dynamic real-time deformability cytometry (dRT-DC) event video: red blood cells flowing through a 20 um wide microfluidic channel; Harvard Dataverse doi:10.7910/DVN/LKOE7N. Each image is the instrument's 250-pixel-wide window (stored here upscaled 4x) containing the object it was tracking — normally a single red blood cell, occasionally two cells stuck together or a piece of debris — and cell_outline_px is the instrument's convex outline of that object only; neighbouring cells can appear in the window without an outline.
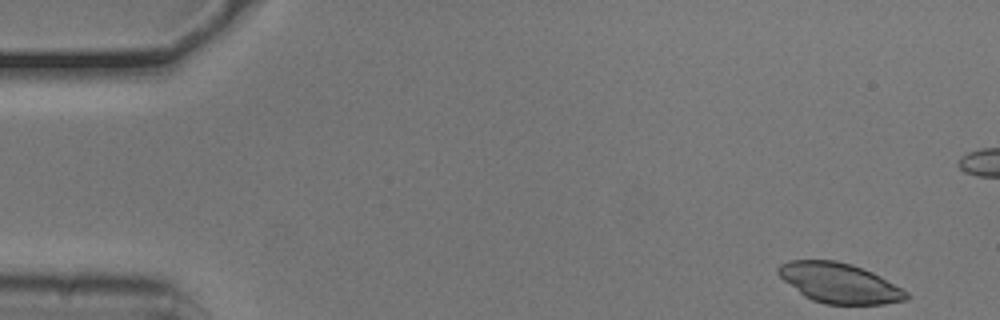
{"species": "common noctule bat (a hibernating species)", "species_latin": "Nyctalus noctula", "temperature_condition": "cold", "stored_images_in_passage": 13, "camera_frame_rate_fps": 3000, "um_per_image_px": 0.085, "animal": {"sex": "male", "body_mass_g": 20.5, "forearm_length_mm": 52.5}, "frame": {"image": 1, "passage_image": 1, "time_ms": 0.0, "image_size_px": [1000, 320], "cell_outline_px": [[908, 300], [884, 304], [824, 304], [812, 300], [804, 296], [784, 280], [776, 272], [776, 268], [780, 264], [788, 260], [836, 260], [852, 264], [872, 272], [880, 276], [908, 292]], "centroid_in_image_um": [71.33, 24.05], "position_along_channel_um": 13.7, "area_um2": 29.82}}